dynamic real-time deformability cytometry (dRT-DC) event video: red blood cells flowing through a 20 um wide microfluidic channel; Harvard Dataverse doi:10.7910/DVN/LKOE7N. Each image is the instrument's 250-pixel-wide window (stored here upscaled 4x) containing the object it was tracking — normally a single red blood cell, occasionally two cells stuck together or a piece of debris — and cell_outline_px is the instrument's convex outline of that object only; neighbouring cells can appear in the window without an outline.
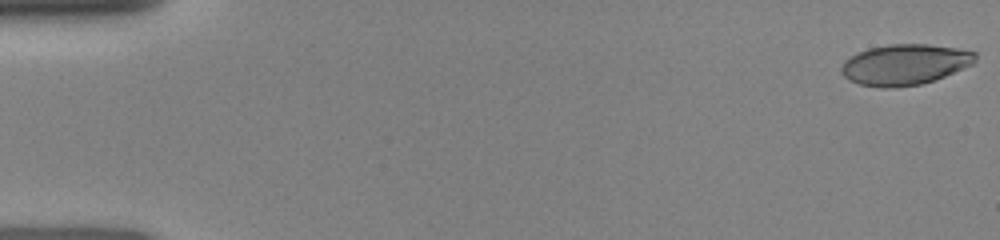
{"species": "human", "species_latin": "Homo sapiens", "temperature_condition": "room temperature", "stored_images_in_passage": 35, "camera_frame_rate_fps": 3000, "um_per_image_px": 0.085, "donor": {"sex": "female"}, "frame": {"image": 1, "passage_image": 1, "time_ms": 0.0, "image_size_px": [1000, 240], "cell_outline_px": [[976, 60], [972, 64], [944, 76], [920, 84], [888, 88], [880, 88], [860, 84], [844, 76], [840, 72], [840, 68], [844, 60], [868, 48], [888, 44], [928, 44], [956, 48], [976, 52]], "centroid_in_image_um": [76.89, 5.48], "position_along_channel_um": 8.1, "area_um2": 31.5}}
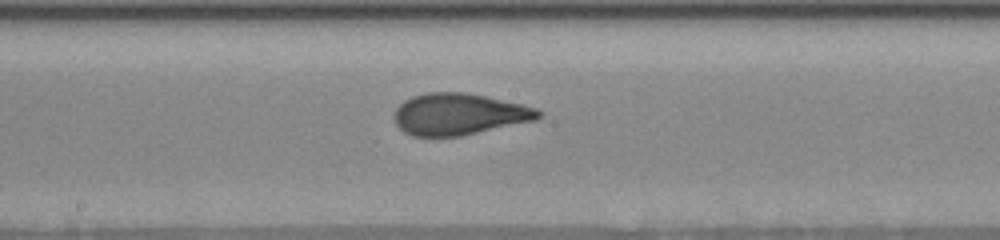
{"frame": {"image": 2, "passage_image": 18, "time_ms": 8.333, "image_size_px": [1000, 240], "cell_outline_px": [[544, 116], [536, 120], [460, 136], [412, 136], [404, 132], [396, 124], [392, 116], [396, 108], [404, 100], [412, 96], [424, 92], [464, 92], [484, 96], [520, 104], [536, 108], [544, 112]], "centroid_in_image_um": [39.0, 9.7], "position_along_channel_um": 209.2, "area_um2": 35.03}}
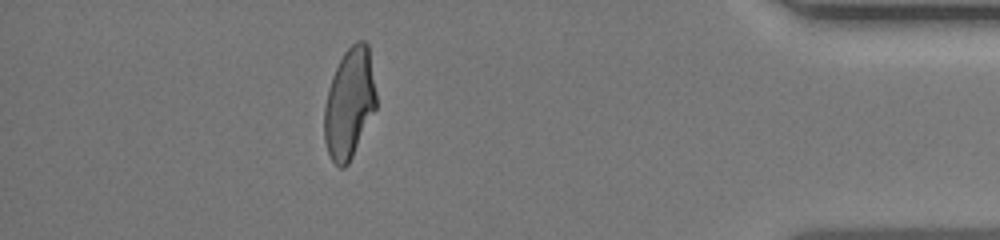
{"frame": {"image": 3, "passage_image": 31, "time_ms": 14.0, "image_size_px": [1000, 240], "cell_outline_px": [[376, 108], [348, 164], [344, 168], [340, 168], [332, 160], [328, 152], [324, 140], [324, 108], [328, 88], [332, 76], [344, 52], [356, 40], [364, 40], [368, 44], [376, 92]], "centroid_in_image_um": [29.69, 8.77], "position_along_channel_um": 405.5, "area_um2": 33.18}}